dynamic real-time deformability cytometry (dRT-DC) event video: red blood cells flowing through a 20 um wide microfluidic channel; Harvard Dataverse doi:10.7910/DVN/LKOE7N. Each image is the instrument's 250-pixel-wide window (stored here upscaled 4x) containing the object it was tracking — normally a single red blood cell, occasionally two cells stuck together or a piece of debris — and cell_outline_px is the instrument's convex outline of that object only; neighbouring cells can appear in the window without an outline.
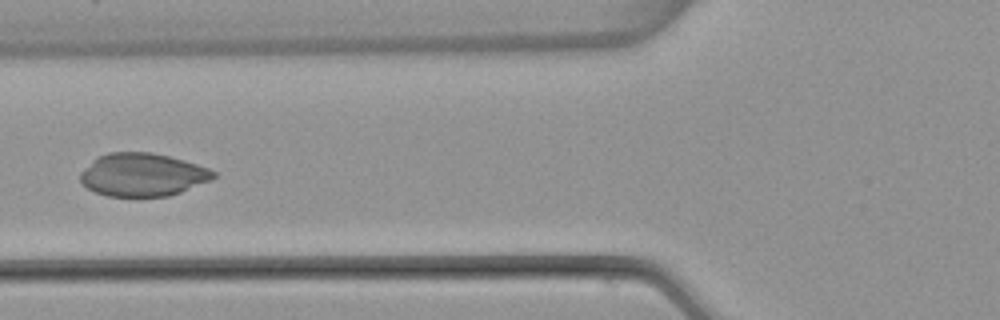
{"species": "common noctule bat (a hibernating species)", "species_latin": "Nyctalus noctula", "temperature_condition": "warm", "stored_images_in_passage": 5, "camera_frame_rate_fps": 3000, "um_per_image_px": 0.085, "animal": {"sex": "female", "body_mass_g": 22.7, "forearm_length_mm": 54.2}, "frame": {"image": 1, "passage_image": 4, "time_ms": 1.0, "image_size_px": [1000, 320], "cell_outline_px": [[216, 176], [212, 180], [180, 192], [168, 196], [108, 196], [96, 192], [88, 188], [80, 180], [80, 172], [96, 156], [108, 152], [152, 152], [184, 160], [208, 168], [216, 172]], "centroid_in_image_um": [12.11, 14.84], "position_along_channel_um": 113.7, "area_um2": 33.41}}
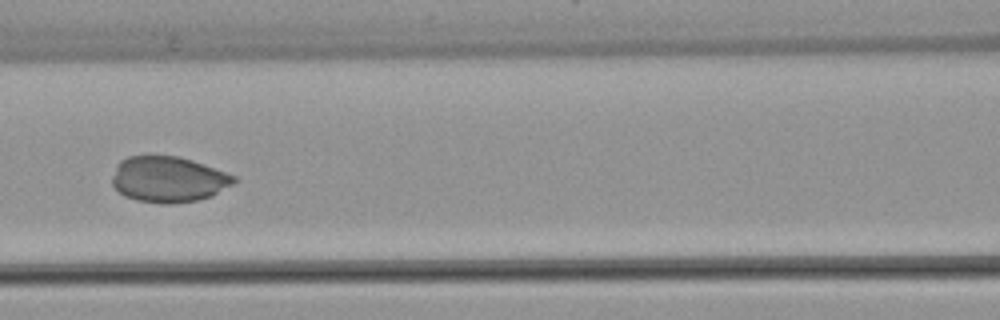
{"frame": {"image": 2, "passage_image": 5, "time_ms": 1.333, "image_size_px": [1000, 320], "cell_outline_px": [[236, 180], [232, 184], [212, 196], [200, 200], [172, 204], [164, 204], [136, 200], [124, 196], [112, 184], [112, 176], [116, 164], [120, 160], [128, 156], [148, 152], [176, 156], [192, 160], [236, 176]], "centroid_in_image_um": [14.26, 15.21], "position_along_channel_um": 152.3, "area_um2": 33.23}}